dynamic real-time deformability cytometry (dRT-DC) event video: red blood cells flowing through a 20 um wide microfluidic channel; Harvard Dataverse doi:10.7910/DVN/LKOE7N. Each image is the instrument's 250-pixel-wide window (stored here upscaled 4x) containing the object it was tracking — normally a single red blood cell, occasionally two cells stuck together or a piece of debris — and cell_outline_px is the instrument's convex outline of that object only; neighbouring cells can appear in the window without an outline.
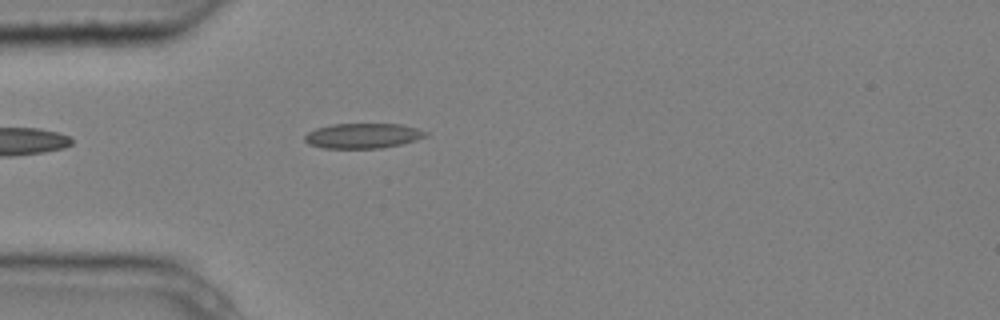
{"species": "common noctule bat (a hibernating species)", "species_latin": "Nyctalus noctula", "temperature_condition": "cold", "stored_images_in_passage": 4, "camera_frame_rate_fps": 3000, "um_per_image_px": 0.085, "animal": {"sex": "male", "body_mass_g": 20.4}, "frame": {"image": 1, "passage_image": 4, "time_ms": 1.0, "image_size_px": [1000, 320], "cell_outline_px": [[428, 136], [416, 140], [400, 144], [380, 148], [324, 148], [308, 144], [304, 140], [304, 136], [308, 132], [316, 128], [332, 124], [400, 124], [416, 128], [428, 132]], "centroid_in_image_um": [30.83, 11.54], "position_along_channel_um": 54.2, "area_um2": 17.63}}